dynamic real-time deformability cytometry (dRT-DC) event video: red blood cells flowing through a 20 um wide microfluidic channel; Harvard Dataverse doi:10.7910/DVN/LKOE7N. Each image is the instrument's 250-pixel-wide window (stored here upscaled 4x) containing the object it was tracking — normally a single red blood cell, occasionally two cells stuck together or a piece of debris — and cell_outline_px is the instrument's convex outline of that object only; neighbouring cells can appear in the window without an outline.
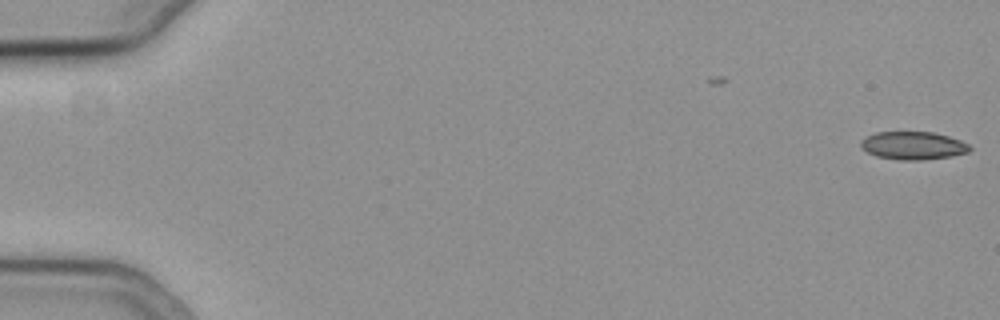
{"species": "common noctule bat (a hibernating species)", "species_latin": "Nyctalus noctula", "temperature_condition": "cold", "stored_images_in_passage": 11, "camera_frame_rate_fps": 3000, "um_per_image_px": 0.085, "animal": {"sex": "female", "body_mass_g": 19.3, "forearm_length_mm": 54.1}, "frame": {"image": 1, "passage_image": 1, "time_ms": 0.0, "image_size_px": [1000, 320], "cell_outline_px": [[972, 148], [968, 152], [952, 156], [920, 160], [900, 160], [876, 156], [860, 148], [860, 140], [876, 132], [932, 132], [948, 136], [960, 140], [968, 144]], "centroid_in_image_um": [77.6, 12.37], "position_along_channel_um": 7.4, "area_um2": 17.74}}